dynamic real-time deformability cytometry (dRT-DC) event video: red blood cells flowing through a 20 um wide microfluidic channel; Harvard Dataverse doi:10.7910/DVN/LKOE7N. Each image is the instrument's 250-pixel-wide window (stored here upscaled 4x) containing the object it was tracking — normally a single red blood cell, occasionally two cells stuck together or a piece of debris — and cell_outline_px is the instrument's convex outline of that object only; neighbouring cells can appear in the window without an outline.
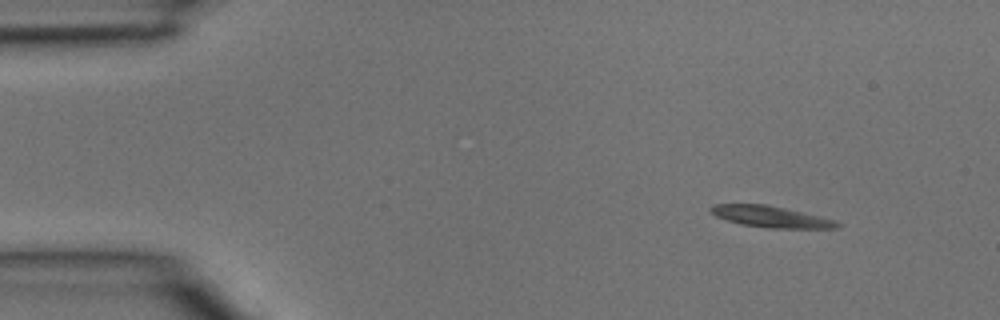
{"species": "common noctule bat (a hibernating species)", "species_latin": "Nyctalus noctula", "temperature_condition": "room temperature", "stored_images_in_passage": 2, "camera_frame_rate_fps": 3000, "um_per_image_px": 0.085, "animal": {"sex": "male", "body_mass_g": 15.6}, "frame": {"image": 1, "passage_image": 1, "time_ms": 0.0, "image_size_px": [1000, 320], "cell_outline_px": [[840, 224], [836, 228], [768, 228], [740, 224], [716, 216], [708, 208], [712, 204], [764, 204], [784, 208], [836, 220]], "centroid_in_image_um": [65.49, 18.42], "position_along_channel_um": 19.5, "area_um2": 15.49}}